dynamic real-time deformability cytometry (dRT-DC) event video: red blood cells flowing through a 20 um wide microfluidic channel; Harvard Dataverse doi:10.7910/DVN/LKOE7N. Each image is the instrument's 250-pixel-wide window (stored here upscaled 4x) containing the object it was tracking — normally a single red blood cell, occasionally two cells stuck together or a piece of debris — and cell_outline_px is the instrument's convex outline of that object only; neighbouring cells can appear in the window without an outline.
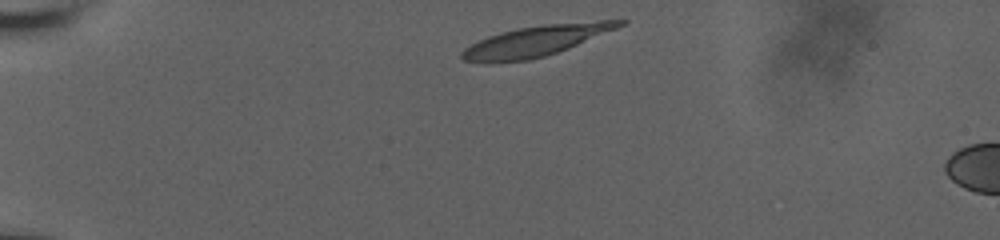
{"species": "human", "species_latin": "Homo sapiens", "temperature_condition": "room temperature", "stored_images_in_passage": 5, "camera_frame_rate_fps": 3000, "um_per_image_px": 0.085, "donor": {"sex": "male"}, "frame": {"image": 1, "passage_image": 1, "time_ms": 0.0, "image_size_px": [1000, 240], "cell_outline_px": [[628, 20], [624, 24], [616, 28], [568, 48], [544, 56], [528, 60], [492, 64], [484, 64], [464, 60], [460, 56], [460, 52], [464, 48], [488, 36], [500, 32], [516, 28], [544, 24], [600, 20]], "centroid_in_image_um": [45.46, 3.5], "position_along_channel_um": 39.5, "area_um2": 28.15}}